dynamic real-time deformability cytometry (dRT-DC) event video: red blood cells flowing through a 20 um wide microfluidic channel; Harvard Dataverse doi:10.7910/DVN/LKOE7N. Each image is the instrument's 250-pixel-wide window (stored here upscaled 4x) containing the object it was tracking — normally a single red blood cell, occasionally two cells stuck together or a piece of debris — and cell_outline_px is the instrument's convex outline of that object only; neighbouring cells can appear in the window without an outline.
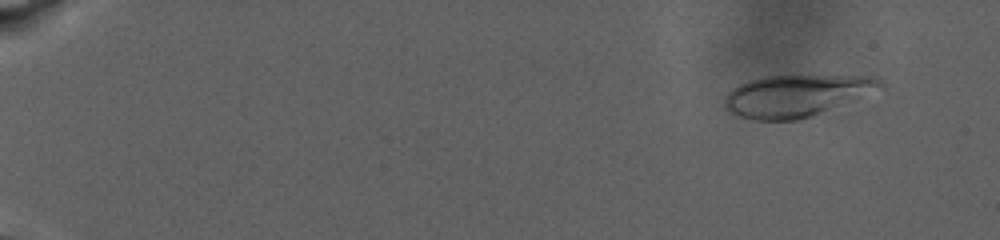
{"species": "human", "species_latin": "Homo sapiens", "temperature_condition": "warm", "stored_images_in_passage": 15, "camera_frame_rate_fps": 3000, "um_per_image_px": 0.085, "donor": {"sex": "male"}, "frame": {"image": 1, "passage_image": 1, "time_ms": 0.0, "image_size_px": [1000, 240], "cell_outline_px": [[884, 88], [812, 116], [796, 120], [756, 120], [740, 116], [732, 112], [724, 104], [724, 96], [732, 88], [748, 80], [764, 76], [868, 76], [880, 80], [884, 84]], "centroid_in_image_um": [67.68, 8.12], "position_along_channel_um": 17.3, "area_um2": 37.57}}